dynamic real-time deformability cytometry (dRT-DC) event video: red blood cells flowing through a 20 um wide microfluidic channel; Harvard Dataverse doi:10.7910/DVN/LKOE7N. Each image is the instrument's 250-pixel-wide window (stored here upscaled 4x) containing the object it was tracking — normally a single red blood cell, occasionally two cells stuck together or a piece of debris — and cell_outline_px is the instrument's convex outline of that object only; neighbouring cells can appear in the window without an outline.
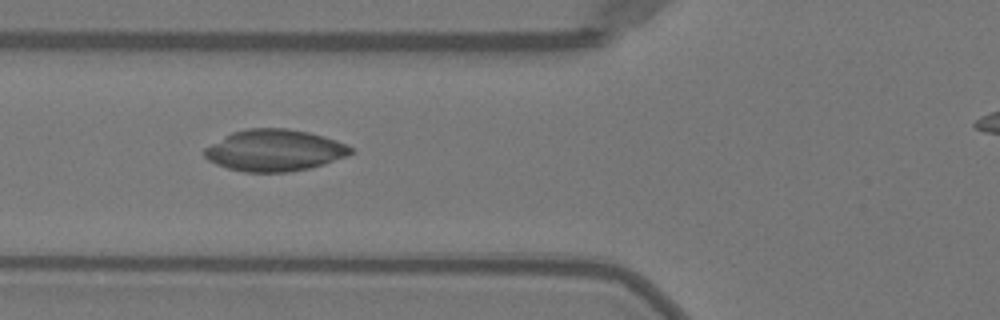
{"species": "Egyptian fruit bat (a non-hibernating species)", "species_latin": "Rousettus aegyptiacus", "temperature_condition": "warm", "stored_images_in_passage": 10, "camera_frame_rate_fps": 3000, "um_per_image_px": 0.085, "animal": {"sex": "female"}, "frame": {"image": 1, "passage_image": 4, "time_ms": 1.0, "image_size_px": [1000, 320], "cell_outline_px": [[352, 152], [348, 156], [324, 164], [308, 168], [288, 172], [244, 172], [228, 168], [216, 164], [208, 160], [204, 156], [204, 148], [232, 132], [248, 128], [288, 128], [308, 132], [336, 140], [352, 148]], "centroid_in_image_um": [23.32, 12.78], "position_along_channel_um": 102.5, "area_um2": 35.32}}
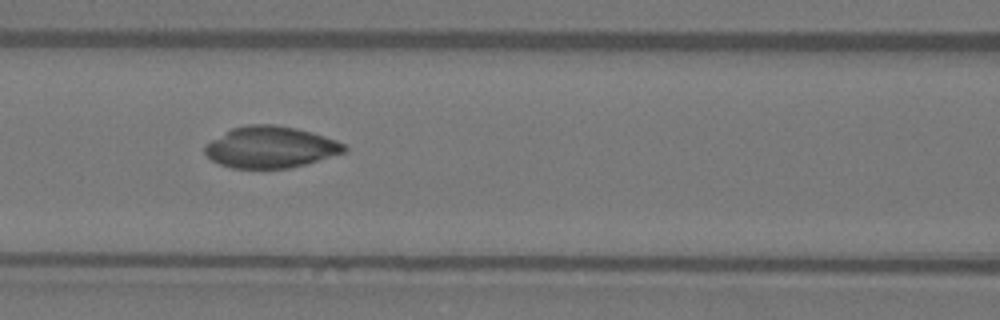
{"frame": {"image": 2, "passage_image": 7, "time_ms": 2.0, "image_size_px": [1000, 320], "cell_outline_px": [[348, 152], [304, 164], [288, 168], [232, 168], [220, 164], [212, 160], [204, 152], [204, 144], [232, 128], [248, 124], [276, 124], [296, 128], [312, 132], [336, 140], [344, 144], [348, 148]], "centroid_in_image_um": [23.0, 12.5], "position_along_channel_um": 143.6, "area_um2": 33.76}}
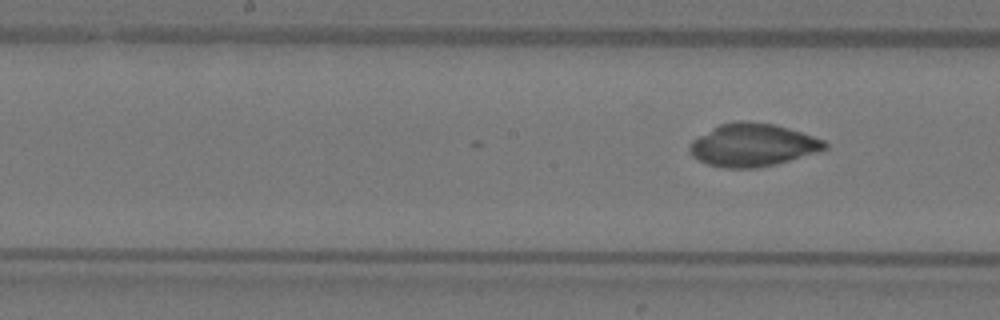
{"frame": {"image": 3, "passage_image": 10, "time_ms": 3.0, "image_size_px": [1000, 320], "cell_outline_px": [[828, 148], [816, 152], [776, 164], [756, 168], [724, 168], [708, 164], [692, 156], [688, 152], [688, 144], [692, 140], [712, 128], [720, 124], [736, 120], [740, 120], [776, 124], [824, 140], [828, 144]], "centroid_in_image_um": [63.94, 12.32], "position_along_channel_um": 184.3, "area_um2": 33.7}}